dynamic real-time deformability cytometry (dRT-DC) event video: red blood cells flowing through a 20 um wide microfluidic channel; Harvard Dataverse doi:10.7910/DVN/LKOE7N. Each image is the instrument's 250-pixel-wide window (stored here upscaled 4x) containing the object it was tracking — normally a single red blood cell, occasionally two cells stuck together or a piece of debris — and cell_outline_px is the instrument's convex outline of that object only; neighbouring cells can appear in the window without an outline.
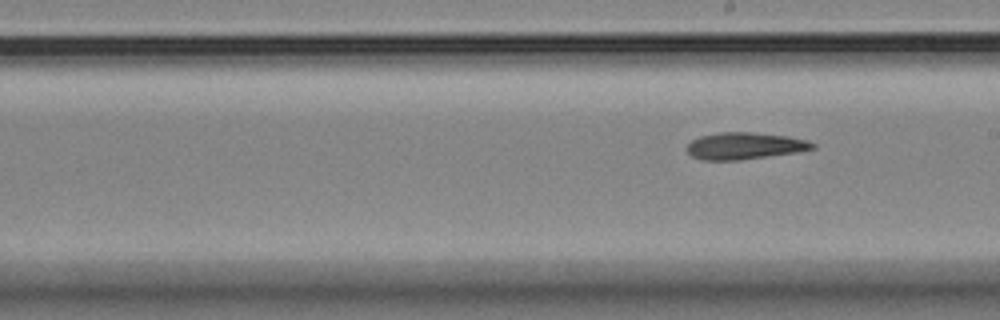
{"species": "Egyptian fruit bat (a non-hibernating species)", "species_latin": "Rousettus aegyptiacus", "temperature_condition": "room temperature", "stored_images_in_passage": 9, "segment_of_instrument_passage": [2, 2], "camera_frame_rate_fps": 3000, "um_per_image_px": 0.085, "animal": {"sex": "female"}, "frame": {"image": 1, "passage_image": 9, "time_ms": 2.667, "image_size_px": [1000, 320], "cell_outline_px": [[816, 148], [796, 152], [740, 160], [704, 160], [692, 156], [688, 152], [688, 144], [692, 140], [700, 136], [720, 132], [752, 132], [788, 136], [808, 140], [816, 144]], "centroid_in_image_um": [63.33, 12.39], "position_along_channel_um": 225.7, "area_um2": 19.59}}